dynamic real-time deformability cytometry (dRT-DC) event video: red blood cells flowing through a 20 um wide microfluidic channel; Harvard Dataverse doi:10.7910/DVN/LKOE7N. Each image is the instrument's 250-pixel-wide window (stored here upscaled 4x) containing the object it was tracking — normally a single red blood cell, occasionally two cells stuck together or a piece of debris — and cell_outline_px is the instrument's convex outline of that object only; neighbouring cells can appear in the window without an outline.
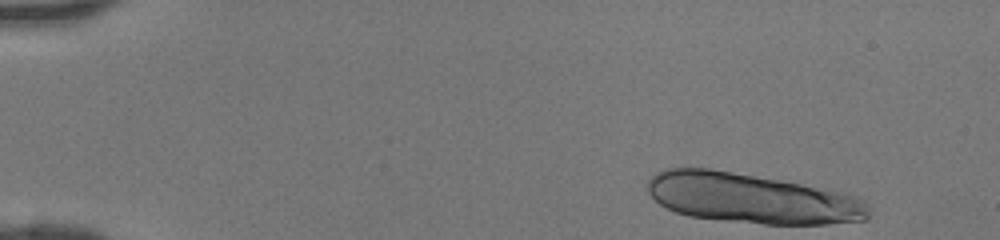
{"species": "human", "species_latin": "Homo sapiens", "temperature_condition": "room temperature", "stored_images_in_passage": 12, "camera_frame_rate_fps": 3000, "um_per_image_px": 0.085, "donor": {"sex": "female"}, "frame": {"image": 1, "passage_image": 1, "time_ms": 0.0, "image_size_px": [1000, 240], "cell_outline_px": [[868, 216], [864, 220], [828, 224], [764, 224], [688, 216], [676, 212], [660, 204], [648, 192], [648, 180], [656, 172], [664, 168], [680, 164], [708, 168], [832, 188], [856, 196], [864, 200], [868, 208]], "centroid_in_image_um": [63.87, 16.82], "position_along_channel_um": 21.1, "area_um2": 65.31}}